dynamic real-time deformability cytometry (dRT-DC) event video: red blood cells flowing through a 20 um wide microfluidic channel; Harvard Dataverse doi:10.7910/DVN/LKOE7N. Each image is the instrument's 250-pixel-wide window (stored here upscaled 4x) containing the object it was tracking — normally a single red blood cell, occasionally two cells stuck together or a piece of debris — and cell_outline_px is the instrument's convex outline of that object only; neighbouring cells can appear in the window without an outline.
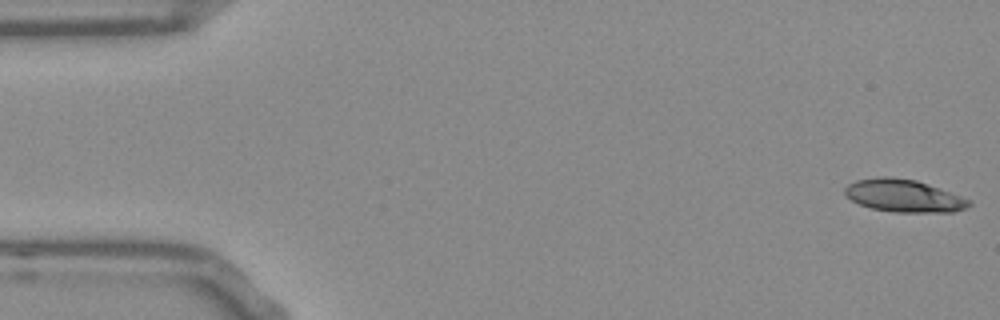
{"species": "Egyptian fruit bat (a non-hibernating species)", "species_latin": "Rousettus aegyptiacus", "temperature_condition": "room temperature", "stored_images_in_passage": 11, "camera_frame_rate_fps": 3000, "um_per_image_px": 0.085, "frame": {"image": 1, "passage_image": 1, "time_ms": 0.0, "image_size_px": [1000, 320], "cell_outline_px": [[972, 204], [964, 208], [952, 212], [896, 212], [872, 208], [860, 204], [844, 196], [844, 188], [848, 184], [856, 180], [880, 176], [888, 176], [916, 180], [972, 200]], "centroid_in_image_um": [76.79, 16.63], "position_along_channel_um": 8.2, "area_um2": 23.47}}